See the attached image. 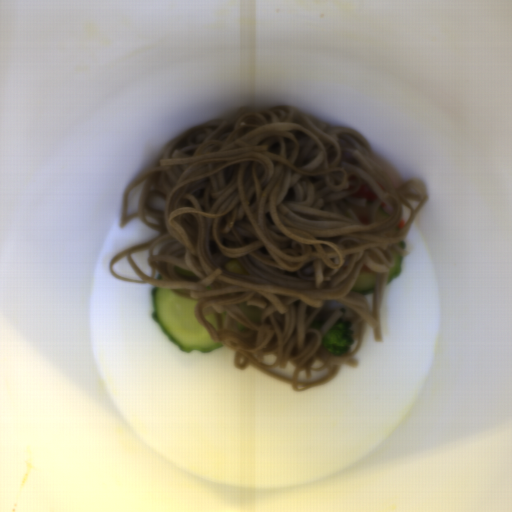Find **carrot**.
Wrapping results in <instances>:
<instances>
[{"mask_svg":"<svg viewBox=\"0 0 512 512\" xmlns=\"http://www.w3.org/2000/svg\"><path fill=\"white\" fill-rule=\"evenodd\" d=\"M353 197L357 199H366L367 202L372 203L376 201L378 196L372 188L363 184L360 185V189L354 193Z\"/></svg>","mask_w":512,"mask_h":512,"instance_id":"carrot-1","label":"carrot"},{"mask_svg":"<svg viewBox=\"0 0 512 512\" xmlns=\"http://www.w3.org/2000/svg\"><path fill=\"white\" fill-rule=\"evenodd\" d=\"M405 225H406V223H405V221H403V220H402V221H399V223H398L399 229H401V228L405 227Z\"/></svg>","mask_w":512,"mask_h":512,"instance_id":"carrot-2","label":"carrot"}]
</instances>
